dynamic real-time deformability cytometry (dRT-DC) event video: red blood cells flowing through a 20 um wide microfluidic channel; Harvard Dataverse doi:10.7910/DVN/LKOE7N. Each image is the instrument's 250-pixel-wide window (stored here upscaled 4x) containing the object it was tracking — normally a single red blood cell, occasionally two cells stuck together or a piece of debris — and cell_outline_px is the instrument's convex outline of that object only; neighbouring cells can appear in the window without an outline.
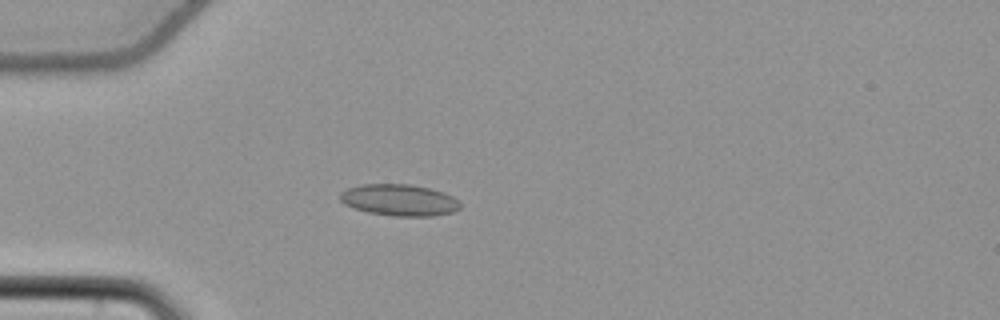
{"species": "common noctule bat (a hibernating species)", "species_latin": "Nyctalus noctula", "temperature_condition": "cold", "stored_images_in_passage": 43, "camera_frame_rate_fps": 3000, "um_per_image_px": 0.085, "animal": {"sex": "female", "body_mass_g": 22.7, "forearm_length_mm": 54.2}, "frame": {"image": 1, "passage_image": 9, "time_ms": 2.667, "image_size_px": [1000, 320], "cell_outline_px": [[460, 208], [452, 212], [432, 216], [392, 216], [368, 212], [352, 208], [344, 204], [340, 200], [340, 192], [348, 188], [360, 184], [408, 184], [428, 188], [444, 192], [452, 196], [460, 204]], "centroid_in_image_um": [33.9, 17.0], "position_along_channel_um": 51.1, "area_um2": 22.08}}
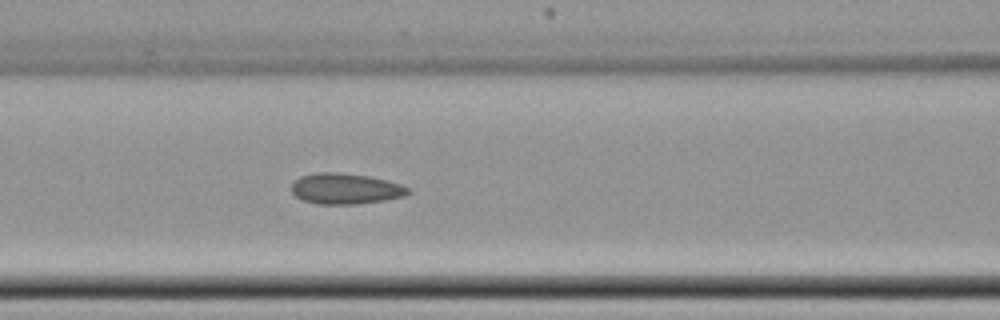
{"frame": {"image": 2, "passage_image": 17, "time_ms": 5.333, "image_size_px": [1000, 320], "cell_outline_px": [[408, 192], [404, 196], [384, 200], [356, 204], [316, 204], [304, 200], [296, 196], [292, 192], [292, 184], [300, 176], [316, 172], [340, 172], [368, 176], [400, 184], [408, 188]], "centroid_in_image_um": [29.32, 16.03], "position_along_channel_um": 137.3, "area_um2": 20.69}}
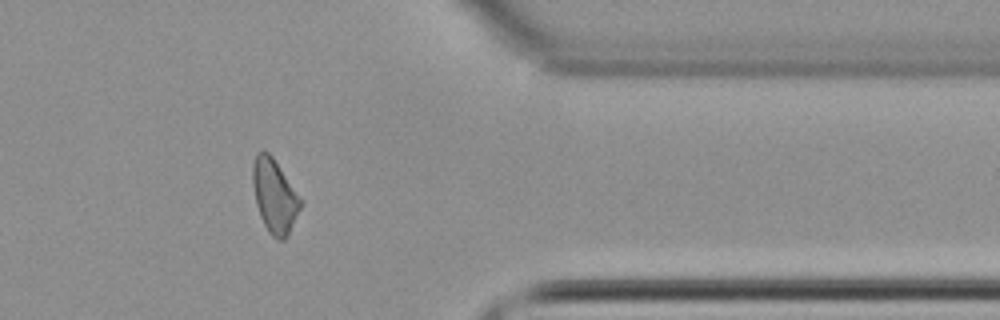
{"frame": {"image": 3, "passage_image": 38, "time_ms": 12.333, "image_size_px": [1000, 320], "cell_outline_px": [[300, 208], [288, 236], [284, 240], [276, 240], [268, 232], [260, 216], [256, 204], [252, 184], [252, 164], [256, 152], [264, 148], [272, 156], [300, 200]], "centroid_in_image_um": [23.27, 16.66], "position_along_channel_um": 388.1, "area_um2": 20.23}, "authors_computed_cell_mechanics": {"area_um2": 20.6924, "velocity_mm_per_s": 3.805, "shape_relaxation_time_tau1_ms": 6.4491, "shape_relaxation_time_tau2_ms": 3.2398, "deformation_change_tau1": 0.0736, "deformation_change_tau2": 0.0914}}